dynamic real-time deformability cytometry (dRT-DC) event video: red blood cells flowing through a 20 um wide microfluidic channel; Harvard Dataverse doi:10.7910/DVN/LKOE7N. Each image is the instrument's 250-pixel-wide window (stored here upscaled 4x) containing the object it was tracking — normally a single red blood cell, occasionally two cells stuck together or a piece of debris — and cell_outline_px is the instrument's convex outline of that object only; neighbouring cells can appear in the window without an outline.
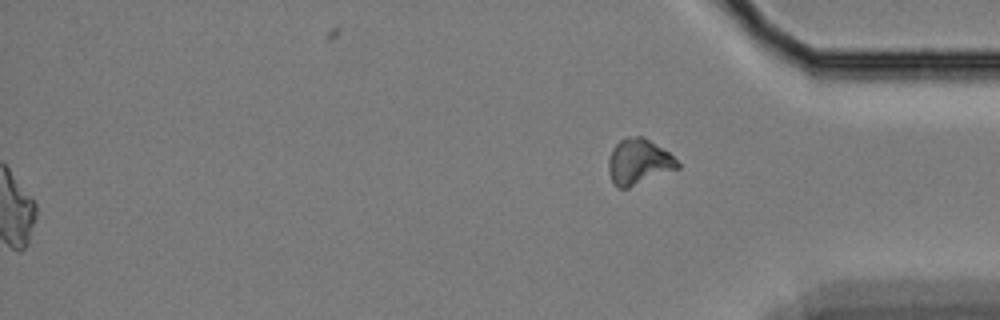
{"species": "Egyptian fruit bat (a non-hibernating species)", "species_latin": "Rousettus aegyptiacus", "temperature_condition": "cold", "stored_images_in_passage": 56, "segment_of_instrument_passage": [2, 2], "camera_frame_rate_fps": 3000, "um_per_image_px": 0.085, "animal": {"sex": "female"}, "frame": {"image": 1, "passage_image": 56, "time_ms": 18.333, "image_size_px": [1000, 320], "cell_outline_px": [[680, 168], [628, 188], [616, 188], [612, 184], [608, 172], [608, 160], [612, 148], [620, 140], [628, 136], [640, 136], [648, 140], [668, 152], [680, 164]], "centroid_in_image_um": [54.25, 13.78], "position_along_channel_um": 381.0, "area_um2": 18.38}}